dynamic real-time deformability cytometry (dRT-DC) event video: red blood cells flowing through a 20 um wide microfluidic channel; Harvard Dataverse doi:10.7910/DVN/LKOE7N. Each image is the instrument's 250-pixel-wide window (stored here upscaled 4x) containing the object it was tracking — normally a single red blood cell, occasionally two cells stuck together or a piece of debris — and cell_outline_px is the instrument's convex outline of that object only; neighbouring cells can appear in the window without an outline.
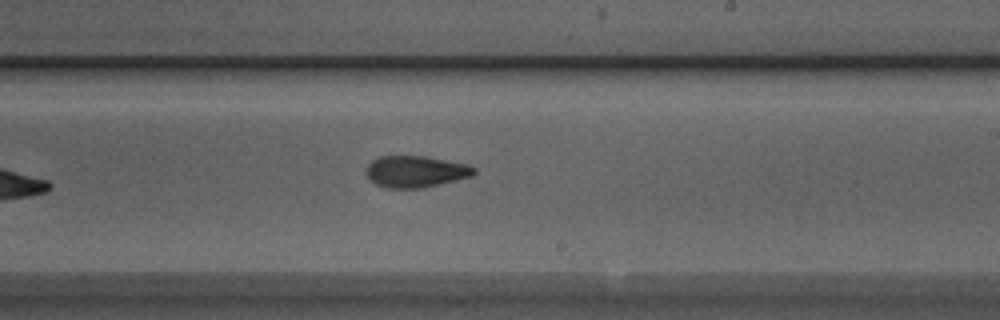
{"species": "Egyptian fruit bat (a non-hibernating species)", "species_latin": "Rousettus aegyptiacus", "temperature_condition": "room temperature", "stored_images_in_passage": 9, "camera_frame_rate_fps": 3000, "um_per_image_px": 0.085, "animal": {"sex": "male"}, "frame": {"image": 1, "passage_image": 9, "time_ms": 2.667, "image_size_px": [1000, 320], "cell_outline_px": [[476, 172], [472, 176], [424, 188], [388, 188], [376, 184], [368, 176], [368, 164], [376, 156], [424, 156], [468, 164], [476, 168]], "centroid_in_image_um": [35.36, 14.58], "position_along_channel_um": 253.6, "area_um2": 19.77}}